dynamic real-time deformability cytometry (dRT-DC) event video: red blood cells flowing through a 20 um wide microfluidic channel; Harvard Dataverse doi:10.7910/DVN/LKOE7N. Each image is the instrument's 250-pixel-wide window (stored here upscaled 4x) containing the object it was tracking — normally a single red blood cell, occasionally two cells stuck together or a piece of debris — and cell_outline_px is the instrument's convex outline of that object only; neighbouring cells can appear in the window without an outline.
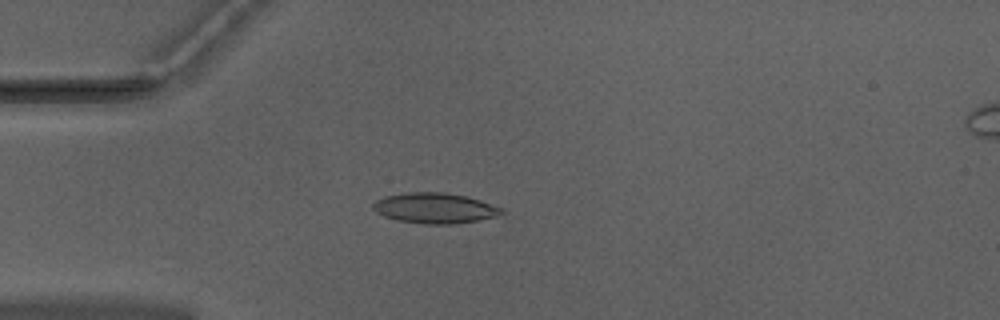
{"species": "Egyptian fruit bat (a non-hibernating species)", "species_latin": "Rousettus aegyptiacus", "temperature_condition": "warm", "stored_images_in_passage": 51, "camera_frame_rate_fps": 3000, "um_per_image_px": 0.085, "animal": {"sex": "male"}, "frame": {"image": 1, "passage_image": 14, "time_ms": 4.333, "image_size_px": [1000, 320], "cell_outline_px": [[504, 212], [496, 216], [476, 220], [452, 224], [424, 224], [400, 220], [384, 216], [376, 212], [372, 208], [372, 204], [376, 200], [384, 196], [408, 192], [444, 192], [464, 196], [480, 200], [504, 208]], "centroid_in_image_um": [36.94, 17.68], "position_along_channel_um": 48.1, "area_um2": 22.66}}
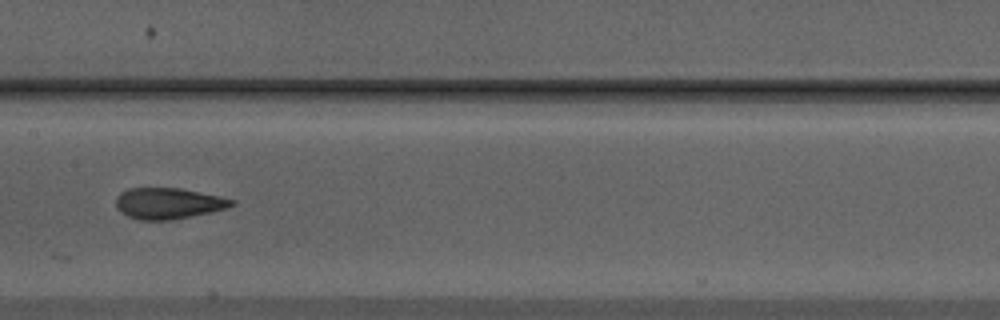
{"frame": {"image": 2, "passage_image": 26, "time_ms": 8.333, "image_size_px": [1000, 320], "cell_outline_px": [[236, 204], [228, 208], [212, 212], [172, 220], [140, 220], [128, 216], [120, 212], [116, 208], [116, 196], [120, 192], [128, 188], [180, 188], [220, 196], [236, 200]], "centroid_in_image_um": [14.32, 17.29], "position_along_channel_um": 193.1, "area_um2": 21.21}}
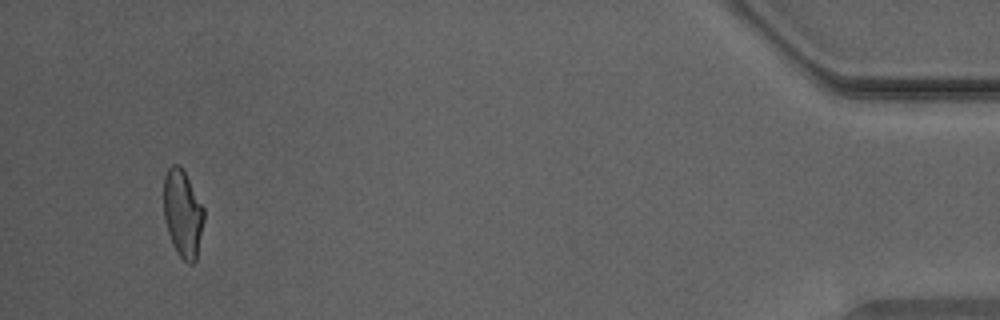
{"frame": {"image": 3, "passage_image": 49, "time_ms": 16.0, "image_size_px": [1000, 320], "cell_outline_px": [[204, 220], [196, 260], [192, 264], [188, 264], [176, 252], [172, 244], [164, 220], [164, 176], [168, 168], [172, 164], [180, 164], [204, 208]], "centroid_in_image_um": [15.53, 18.16], "position_along_channel_um": 419.7, "area_um2": 20.52}, "authors_computed_cell_mechanics": {"area_um2": 21.2126, "velocity_mm_per_s": 3.9893, "shape_relaxation_time_tau1_ms": 8.3424, "shape_relaxation_time_tau2_ms": null, "deformation_change_tau1": 0.237, "deformation_change_tau2": null}}